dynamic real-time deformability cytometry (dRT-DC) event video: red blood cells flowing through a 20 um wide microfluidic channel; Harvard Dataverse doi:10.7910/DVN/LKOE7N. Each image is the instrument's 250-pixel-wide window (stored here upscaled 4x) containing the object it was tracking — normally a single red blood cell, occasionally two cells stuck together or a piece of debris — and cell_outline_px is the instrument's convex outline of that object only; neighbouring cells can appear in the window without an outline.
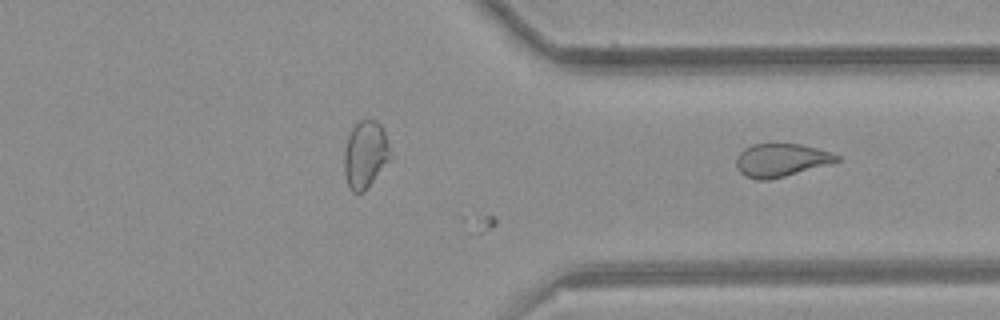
{"species": "common noctule bat (a hibernating species)", "species_latin": "Nyctalus noctula", "temperature_condition": "room temperature", "stored_images_in_passage": 35, "camera_frame_rate_fps": 3000, "um_per_image_px": 0.085, "animal": {"sex": "female", "body_mass_g": 21.9}, "frame": {"image": 1, "passage_image": 35, "time_ms": 11.333, "image_size_px": [1000, 320], "cell_outline_px": [[840, 160], [828, 164], [784, 176], [768, 180], [756, 180], [744, 176], [736, 168], [736, 156], [744, 148], [752, 144], [800, 144], [832, 152], [840, 156]], "centroid_in_image_um": [66.35, 13.61], "position_along_channel_um": 345.0, "area_um2": 19.36}}